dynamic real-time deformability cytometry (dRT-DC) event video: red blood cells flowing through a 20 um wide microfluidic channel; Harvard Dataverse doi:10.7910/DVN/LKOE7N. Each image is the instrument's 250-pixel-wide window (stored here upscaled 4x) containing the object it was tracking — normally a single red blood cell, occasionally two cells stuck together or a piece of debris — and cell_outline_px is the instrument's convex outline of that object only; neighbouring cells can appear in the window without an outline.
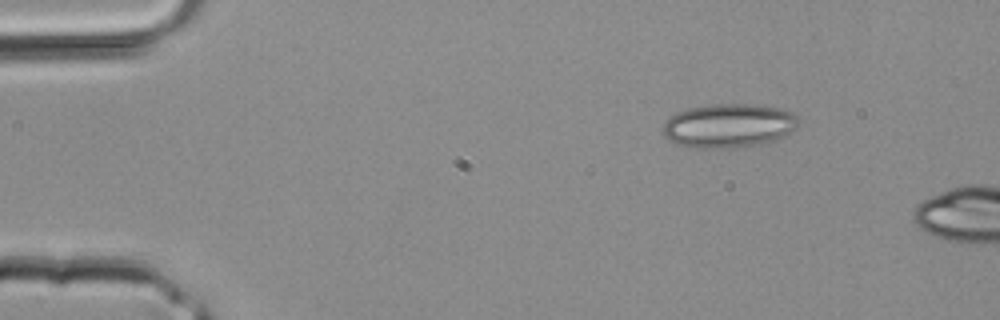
{"species": "common noctule bat (a hibernating species)", "species_latin": "Nyctalus noctula", "temperature_condition": "room temperature", "stored_images_in_passage": 2, "camera_frame_rate_fps": 3000, "um_per_image_px": 0.085, "animal": {"sex": "male", "body_mass_g": 20.4}, "frame": {"image": 1, "passage_image": 1, "time_ms": 0.0, "image_size_px": [1000, 320], "cell_outline_px": [[800, 120], [796, 128], [776, 140], [768, 144], [732, 148], [696, 148], [676, 144], [668, 140], [664, 136], [664, 124], [676, 112], [688, 108], [716, 104], [744, 104], [780, 108], [792, 112]], "centroid_in_image_um": [61.96, 10.7], "position_along_channel_um": 23.0, "area_um2": 34.85}}